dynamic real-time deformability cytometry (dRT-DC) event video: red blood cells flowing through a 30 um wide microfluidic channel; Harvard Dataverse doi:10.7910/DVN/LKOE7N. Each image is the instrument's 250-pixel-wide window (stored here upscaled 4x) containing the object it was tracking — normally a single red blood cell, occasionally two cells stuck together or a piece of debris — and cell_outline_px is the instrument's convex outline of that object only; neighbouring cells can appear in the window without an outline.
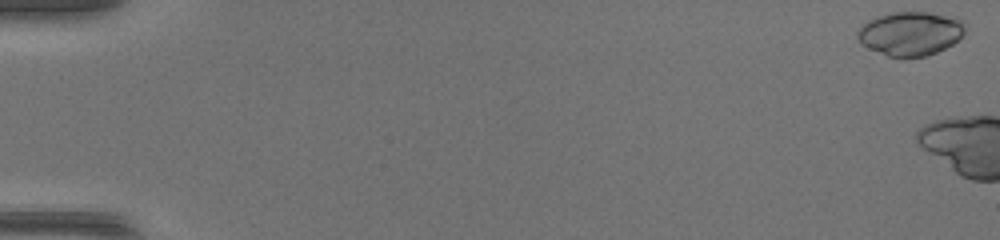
{"species": "common noctule bat (a hibernating species)", "species_latin": "Nyctalus noctula", "temperature_condition": "warm", "stored_images_in_passage": 5, "camera_frame_rate_fps": 3000, "um_per_image_px": 0.085, "animal": {"sex": "female", "body_mass_g": 17.0, "forearm_length_mm": 48.0}, "frame": {"image": 1, "passage_image": 1, "time_ms": 0.0, "image_size_px": [1000, 240], "cell_outline_px": [[968, 24], [964, 32], [952, 44], [936, 52], [924, 56], [900, 60], [888, 56], [868, 48], [860, 44], [856, 36], [856, 32], [868, 20], [876, 16], [892, 12], [928, 12], [956, 16], [964, 20]], "centroid_in_image_um": [77.39, 2.85], "position_along_channel_um": 7.6, "area_um2": 28.21}}